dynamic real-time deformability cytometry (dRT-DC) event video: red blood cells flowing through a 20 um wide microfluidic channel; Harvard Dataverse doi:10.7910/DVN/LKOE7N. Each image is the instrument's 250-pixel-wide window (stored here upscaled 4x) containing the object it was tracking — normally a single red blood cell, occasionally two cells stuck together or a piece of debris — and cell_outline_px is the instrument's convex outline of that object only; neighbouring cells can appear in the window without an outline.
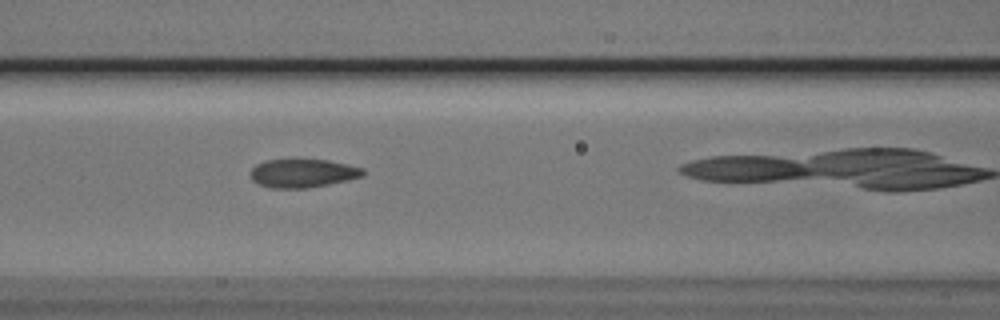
{"species": "Egyptian fruit bat (a non-hibernating species)", "species_latin": "Rousettus aegyptiacus", "temperature_condition": "cold", "stored_images_in_passage": 23, "camera_frame_rate_fps": 3000, "um_per_image_px": 0.085, "animal": {"sex": "male"}, "frame": {"image": 1, "passage_image": 4, "time_ms": 1.0, "image_size_px": [1000, 320], "cell_outline_px": [[364, 176], [348, 180], [308, 188], [268, 188], [252, 180], [248, 172], [256, 164], [264, 160], [328, 160], [348, 164], [364, 168]], "centroid_in_image_um": [25.72, 14.73], "position_along_channel_um": 140.9, "area_um2": 18.79}}
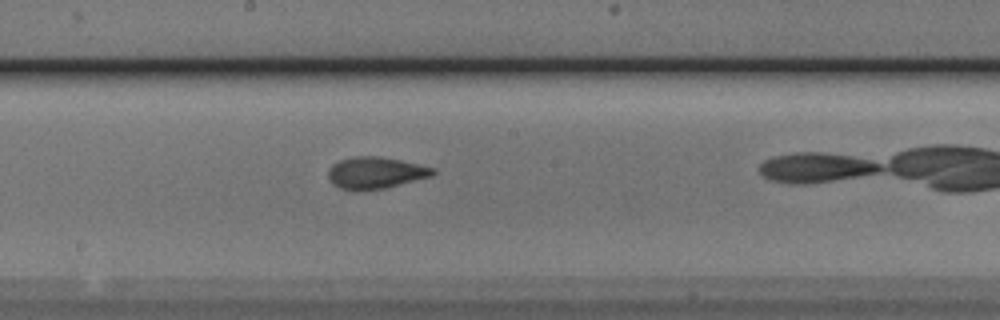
{"frame": {"image": 2, "passage_image": 10, "time_ms": 3.0, "image_size_px": [1000, 320], "cell_outline_px": [[436, 172], [432, 176], [384, 188], [356, 192], [352, 192], [340, 188], [332, 184], [328, 176], [328, 172], [332, 164], [340, 160], [352, 156], [380, 156], [400, 160], [436, 168]], "centroid_in_image_um": [31.89, 14.7], "position_along_channel_um": 216.3, "area_um2": 19.59}}